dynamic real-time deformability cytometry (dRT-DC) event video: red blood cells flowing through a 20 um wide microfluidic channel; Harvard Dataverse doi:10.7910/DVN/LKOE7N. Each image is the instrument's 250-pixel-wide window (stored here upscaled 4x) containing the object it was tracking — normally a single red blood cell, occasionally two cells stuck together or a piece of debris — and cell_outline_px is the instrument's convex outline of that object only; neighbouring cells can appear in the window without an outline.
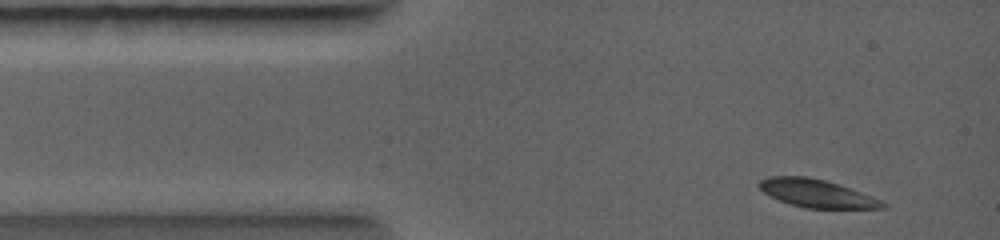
{"species": "common noctule bat (a hibernating species)", "species_latin": "Nyctalus noctula", "temperature_condition": "warm", "stored_images_in_passage": 5, "camera_frame_rate_fps": 5000, "um_per_image_px": 0.085, "animal": {"sex": "female", "body_mass_g": 19.0, "forearm_length_mm": 56.7}, "frame": {"image": 1, "passage_image": 2, "time_ms": 0.4, "image_size_px": [1000, 240], "cell_outline_px": [[888, 204], [884, 208], [804, 208], [788, 204], [768, 196], [756, 184], [760, 180], [768, 176], [808, 176], [824, 180], [872, 196]], "centroid_in_image_um": [69.35, 16.44], "position_along_channel_um": 15.7, "area_um2": 20.06}}